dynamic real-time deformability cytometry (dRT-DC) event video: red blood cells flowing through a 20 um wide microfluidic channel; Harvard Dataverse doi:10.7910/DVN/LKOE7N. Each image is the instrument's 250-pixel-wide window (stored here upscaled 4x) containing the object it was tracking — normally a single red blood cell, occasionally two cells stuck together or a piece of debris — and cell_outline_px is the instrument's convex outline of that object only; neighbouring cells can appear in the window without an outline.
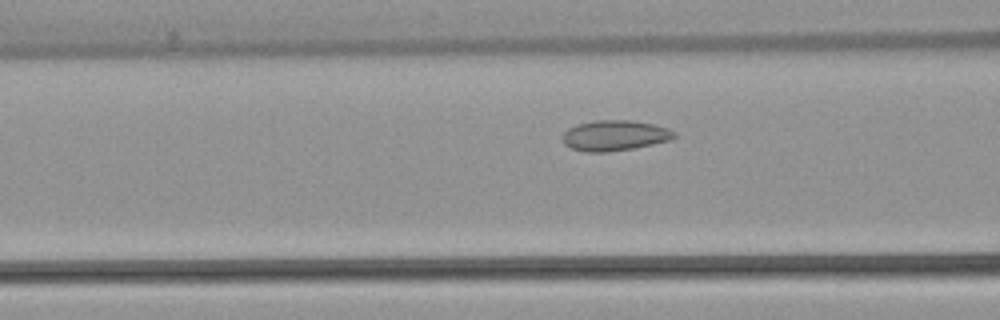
{"species": "common noctule bat (a hibernating species)", "species_latin": "Nyctalus noctula", "temperature_condition": "warm", "stored_images_in_passage": 33, "camera_frame_rate_fps": 3000, "um_per_image_px": 0.085, "animal": {"sex": "female", "body_mass_g": 22.7, "forearm_length_mm": 54.2}, "frame": {"image": 1, "passage_image": 11, "time_ms": 3.333, "image_size_px": [1000, 320], "cell_outline_px": [[676, 136], [668, 140], [652, 144], [632, 148], [608, 152], [584, 152], [572, 148], [564, 144], [560, 136], [568, 128], [576, 124], [596, 120], [632, 120], [652, 124], [668, 128], [676, 132]], "centroid_in_image_um": [52.2, 11.51], "position_along_channel_um": 114.4, "area_um2": 19.88}}
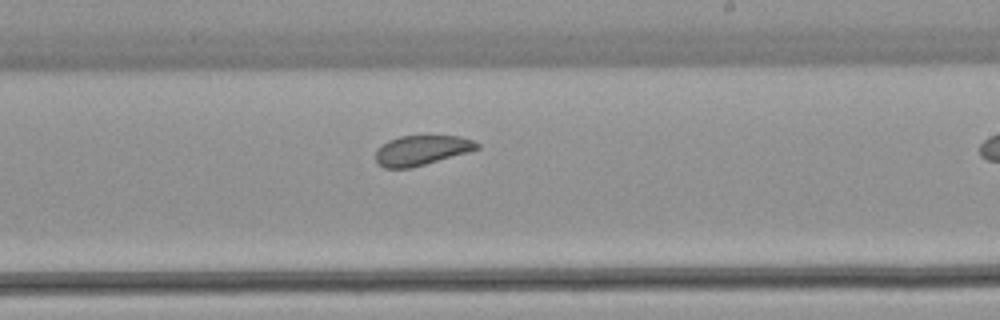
{"frame": {"image": 2, "passage_image": 22, "time_ms": 7.0, "image_size_px": [1000, 320], "cell_outline_px": [[480, 148], [468, 152], [412, 168], [384, 168], [376, 164], [376, 148], [388, 140], [400, 136], [460, 136], [472, 140], [480, 144]], "centroid_in_image_um": [35.8, 12.78], "position_along_channel_um": 253.2, "area_um2": 17.74}}
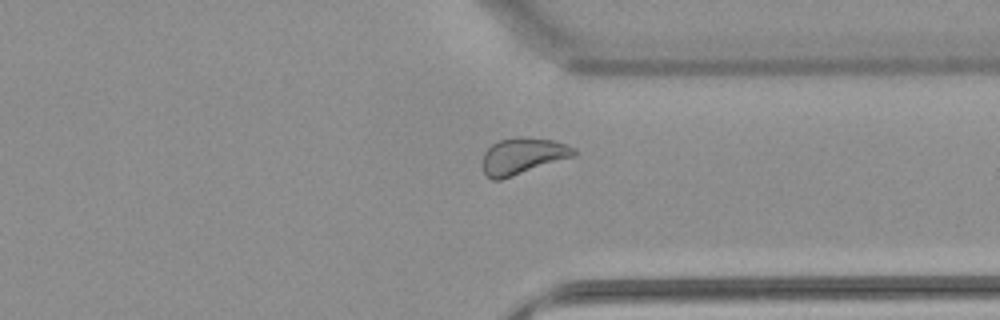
{"frame": {"image": 3, "passage_image": 31, "time_ms": 10.0, "image_size_px": [1000, 320], "cell_outline_px": [[576, 156], [500, 180], [492, 180], [484, 172], [480, 164], [484, 152], [492, 144], [500, 140], [516, 136], [520, 136], [552, 140], [576, 148]], "centroid_in_image_um": [44.41, 13.26], "position_along_channel_um": 367.0, "area_um2": 19.59}}